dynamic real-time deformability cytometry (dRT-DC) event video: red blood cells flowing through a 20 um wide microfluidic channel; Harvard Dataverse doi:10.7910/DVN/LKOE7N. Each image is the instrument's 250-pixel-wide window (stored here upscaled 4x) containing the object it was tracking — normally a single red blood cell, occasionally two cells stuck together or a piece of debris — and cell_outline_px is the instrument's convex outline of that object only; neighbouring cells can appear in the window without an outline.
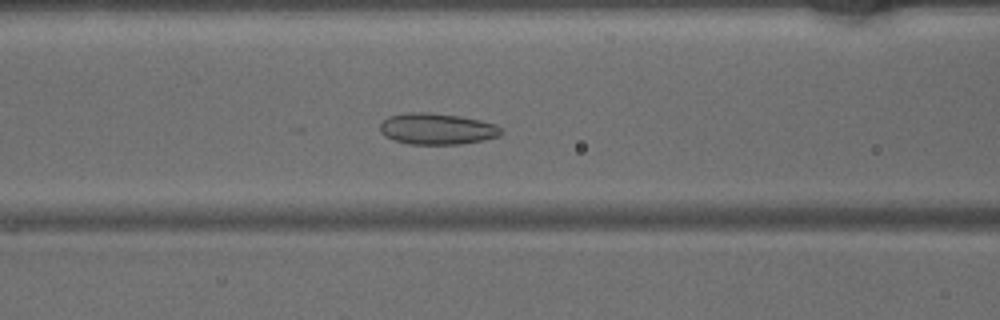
{"species": "common noctule bat (a hibernating species)", "species_latin": "Nyctalus noctula", "temperature_condition": "warm", "stored_images_in_passage": 48, "camera_frame_rate_fps": 3000, "um_per_image_px": 0.085, "animal": {"sex": "male", "body_mass_g": 15.6}, "frame": {"image": 1, "passage_image": 20, "time_ms": 6.333, "image_size_px": [1000, 320], "cell_outline_px": [[504, 132], [500, 136], [460, 144], [408, 144], [384, 136], [380, 132], [380, 124], [388, 116], [408, 112], [428, 112], [460, 116], [480, 120], [496, 124], [504, 128]], "centroid_in_image_um": [37.17, 10.94], "position_along_channel_um": 129.4, "area_um2": 22.2}}
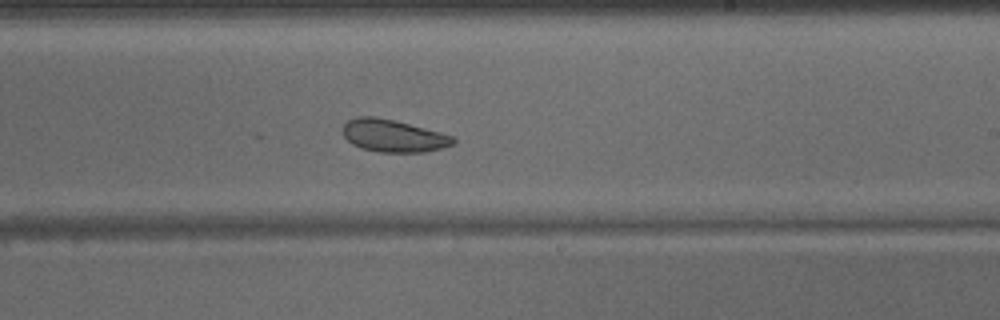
{"frame": {"image": 2, "passage_image": 29, "time_ms": 9.333, "image_size_px": [1000, 320], "cell_outline_px": [[456, 144], [424, 152], [380, 152], [364, 148], [352, 144], [344, 136], [344, 124], [348, 120], [356, 116], [372, 116], [392, 120], [440, 132], [452, 136], [456, 140]], "centroid_in_image_um": [33.44, 11.54], "position_along_channel_um": 255.6, "area_um2": 20.52}}
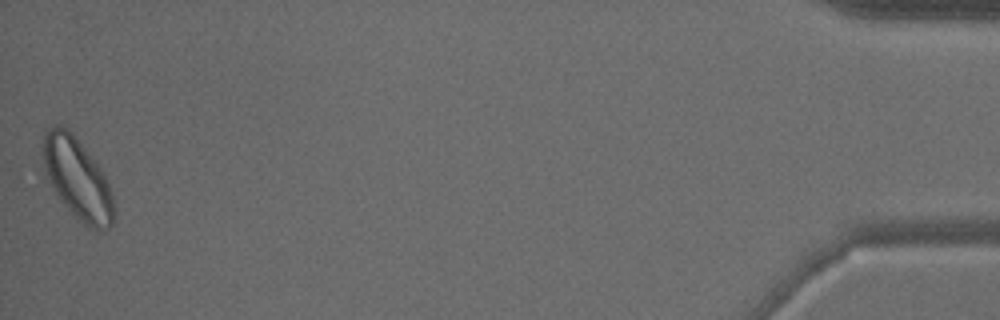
{"frame": {"image": 3, "passage_image": 48, "time_ms": 15.667, "image_size_px": [1000, 320], "cell_outline_px": [[116, 220], [108, 228], [96, 232], [88, 228], [60, 200], [52, 188], [44, 172], [40, 144], [44, 128], [56, 124], [68, 128], [72, 132], [100, 168], [108, 184], [112, 196], [116, 212]], "centroid_in_image_um": [6.54, 15.16], "position_along_channel_um": 428.7, "area_um2": 34.22}}